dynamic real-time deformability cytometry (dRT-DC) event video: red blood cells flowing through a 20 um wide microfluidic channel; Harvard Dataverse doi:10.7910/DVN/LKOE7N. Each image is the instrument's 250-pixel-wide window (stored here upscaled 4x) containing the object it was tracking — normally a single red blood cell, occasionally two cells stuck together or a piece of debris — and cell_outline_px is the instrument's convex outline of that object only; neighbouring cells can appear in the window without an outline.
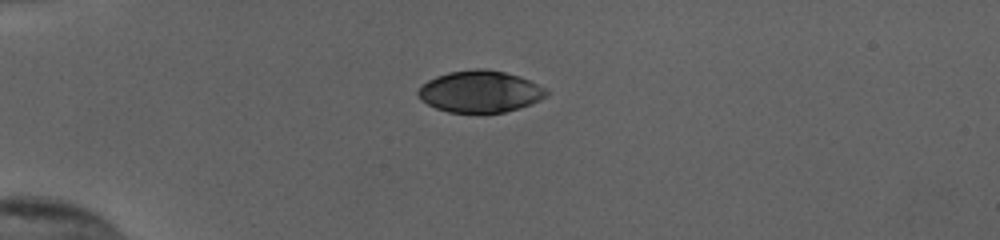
{"species": "human", "species_latin": "Homo sapiens", "temperature_condition": "cold", "stored_images_in_passage": 40, "camera_frame_rate_fps": 3000, "um_per_image_px": 0.085, "donor": {"sex": "female"}, "frame": {"image": 1, "passage_image": 1, "time_ms": 0.0, "image_size_px": [1000, 240], "cell_outline_px": [[548, 96], [532, 104], [520, 108], [504, 112], [448, 112], [436, 108], [420, 100], [416, 92], [428, 80], [436, 76], [448, 72], [476, 68], [484, 68], [504, 72], [520, 76], [544, 88], [548, 92]], "centroid_in_image_um": [40.8, 7.78], "position_along_channel_um": 44.2, "area_um2": 31.15}}
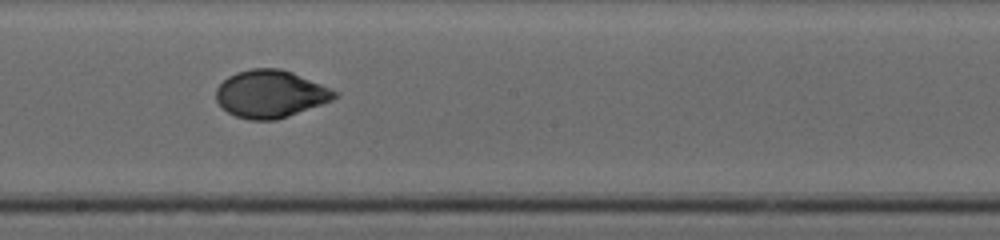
{"frame": {"image": 2, "passage_image": 18, "time_ms": 5.667, "image_size_px": [1000, 240], "cell_outline_px": [[340, 92], [332, 100], [288, 116], [276, 120], [248, 120], [236, 116], [228, 112], [216, 100], [216, 88], [228, 76], [236, 72], [252, 68], [280, 68], [292, 72]], "centroid_in_image_um": [22.98, 7.98], "position_along_channel_um": 225.2, "area_um2": 32.66}}
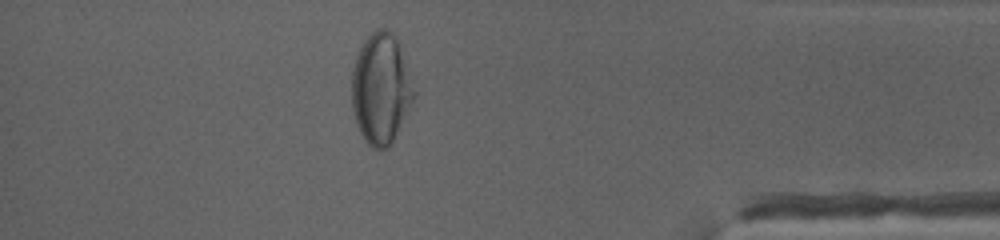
{"frame": {"image": 3, "passage_image": 34, "time_ms": 11.0, "image_size_px": [1000, 240], "cell_outline_px": [[416, 96], [388, 148], [372, 148], [364, 140], [356, 124], [352, 108], [352, 68], [356, 56], [364, 40], [376, 28], [388, 28], [392, 32], [396, 40], [416, 92]], "centroid_in_image_um": [32.35, 7.54], "position_along_channel_um": 402.8, "area_um2": 39.71}, "authors_computed_cell_mechanics": {"area_um2": 32.9749, "velocity_mm_per_s": 3.8589, "shape_relaxation_time_tau1_ms": 4.9004, "shape_relaxation_time_tau2_ms": null, "deformation_change_tau1": 0.1922, "deformation_change_tau2": null}}